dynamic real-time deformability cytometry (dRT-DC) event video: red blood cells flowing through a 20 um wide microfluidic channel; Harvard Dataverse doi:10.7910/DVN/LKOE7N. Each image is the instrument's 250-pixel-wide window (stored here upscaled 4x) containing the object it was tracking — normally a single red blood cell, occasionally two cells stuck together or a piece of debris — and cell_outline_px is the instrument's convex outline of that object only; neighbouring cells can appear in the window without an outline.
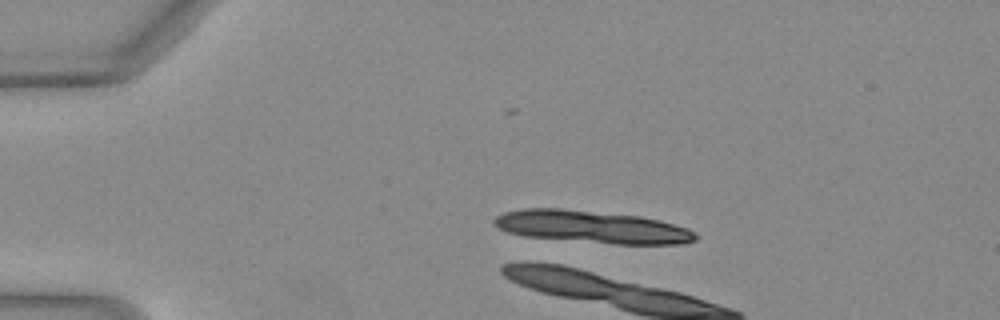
{"species": "Egyptian fruit bat (a non-hibernating species)", "species_latin": "Rousettus aegyptiacus", "temperature_condition": "warm", "stored_images_in_passage": 6, "camera_frame_rate_fps": 3000, "um_per_image_px": 0.085, "animal": {"sex": "female"}, "frame": {"image": 1, "passage_image": 1, "time_ms": 0.0, "image_size_px": [1000, 320], "cell_outline_px": [[696, 240], [684, 244], [612, 244], [524, 236], [508, 232], [496, 228], [492, 224], [492, 220], [496, 216], [504, 212], [524, 208], [560, 208], [640, 216], [660, 220], [688, 228], [696, 232]], "centroid_in_image_um": [50.3, 19.28], "position_along_channel_um": 34.7, "area_um2": 38.26}}